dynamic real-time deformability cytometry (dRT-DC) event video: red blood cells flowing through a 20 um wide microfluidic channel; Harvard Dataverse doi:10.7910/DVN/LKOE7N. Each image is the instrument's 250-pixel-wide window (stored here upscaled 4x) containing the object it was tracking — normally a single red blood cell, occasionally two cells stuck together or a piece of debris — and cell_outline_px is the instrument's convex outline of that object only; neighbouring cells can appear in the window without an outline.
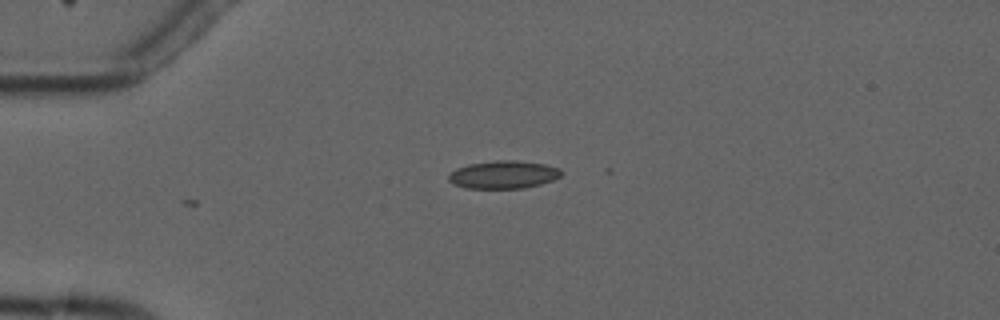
{"species": "common noctule bat (a hibernating species)", "species_latin": "Nyctalus noctula", "temperature_condition": "cold", "stored_images_in_passage": 6, "camera_frame_rate_fps": 3000, "um_per_image_px": 0.085, "animal": {"sex": "male", "forearm_length_mm": 52.5}, "frame": {"image": 1, "passage_image": 6, "time_ms": 5.667, "image_size_px": [1000, 320], "cell_outline_px": [[564, 172], [560, 176], [552, 180], [540, 184], [524, 188], [464, 188], [448, 180], [448, 176], [456, 168], [468, 164], [500, 160], [516, 160], [544, 164], [560, 168]], "centroid_in_image_um": [42.81, 14.84], "position_along_channel_um": 42.2, "area_um2": 18.21}}